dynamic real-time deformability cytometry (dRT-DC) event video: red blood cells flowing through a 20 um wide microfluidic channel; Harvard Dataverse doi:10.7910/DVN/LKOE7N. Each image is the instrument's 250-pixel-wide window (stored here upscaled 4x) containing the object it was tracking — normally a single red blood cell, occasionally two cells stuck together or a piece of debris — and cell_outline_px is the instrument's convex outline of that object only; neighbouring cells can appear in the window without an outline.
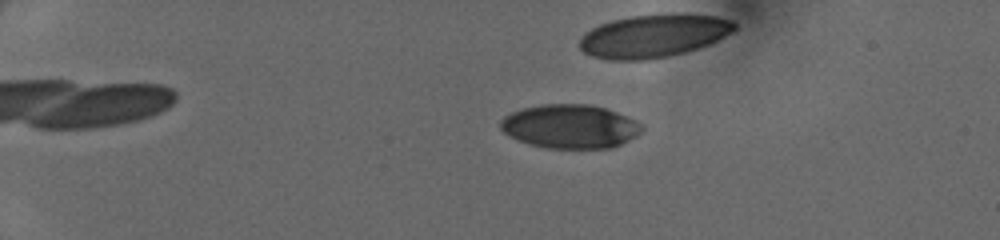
{"species": "human", "species_latin": "Homo sapiens", "temperature_condition": "cold", "stored_images_in_passage": 39, "camera_frame_rate_fps": 3000, "um_per_image_px": 0.085, "donor": {"sex": "female"}, "frame": {"image": 1, "passage_image": 9, "time_ms": 2.667, "image_size_px": [1000, 240], "cell_outline_px": [[644, 128], [636, 136], [612, 148], [544, 148], [528, 144], [516, 140], [508, 136], [500, 128], [500, 120], [504, 116], [512, 112], [524, 108], [544, 104], [584, 104], [604, 108], [616, 112], [636, 120]], "centroid_in_image_um": [48.42, 10.76], "position_along_channel_um": 36.6, "area_um2": 36.07}}
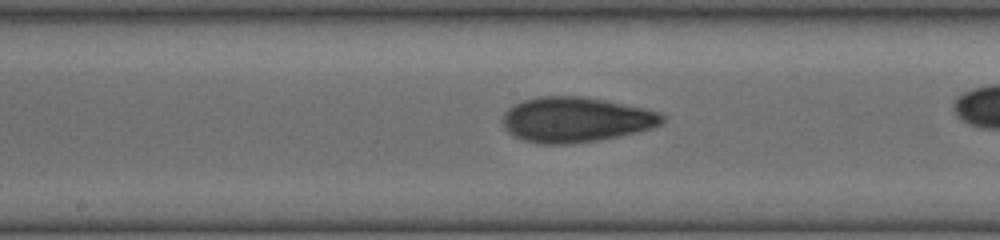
{"frame": {"image": 2, "passage_image": 26, "time_ms": 8.333, "image_size_px": [1000, 240], "cell_outline_px": [[664, 120], [660, 124], [652, 128], [636, 132], [600, 140], [572, 144], [540, 144], [524, 140], [512, 136], [504, 128], [504, 112], [508, 108], [524, 100], [540, 96], [580, 96], [604, 100], [644, 108], [656, 112], [664, 116]], "centroid_in_image_um": [48.91, 10.18], "position_along_channel_um": 199.3, "area_um2": 41.79}}
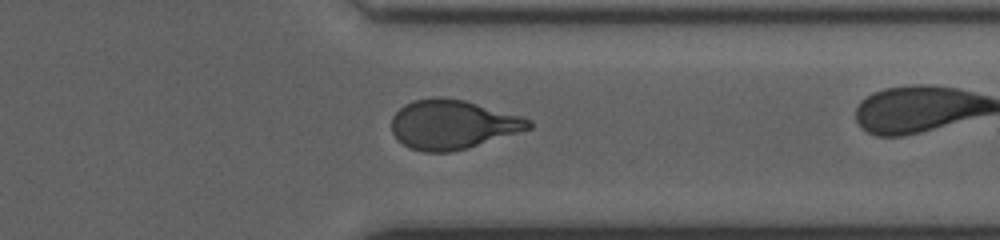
{"frame": {"image": 3, "passage_image": 38, "time_ms": 12.333, "image_size_px": [1000, 240], "cell_outline_px": [[532, 128], [468, 148], [448, 152], [424, 152], [412, 148], [404, 144], [392, 132], [392, 116], [404, 104], [412, 100], [436, 96], [440, 96], [464, 100], [524, 116], [532, 120]], "centroid_in_image_um": [38.49, 10.56], "position_along_channel_um": 372.9, "area_um2": 39.42}}